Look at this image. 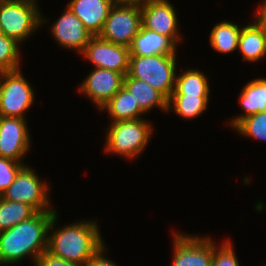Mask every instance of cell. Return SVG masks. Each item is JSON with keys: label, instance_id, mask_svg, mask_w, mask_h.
Wrapping results in <instances>:
<instances>
[{"label": "cell", "instance_id": "6da1fadb", "mask_svg": "<svg viewBox=\"0 0 266 266\" xmlns=\"http://www.w3.org/2000/svg\"><path fill=\"white\" fill-rule=\"evenodd\" d=\"M56 211L37 212L0 232V266L17 264L29 256L33 263L48 248V235L57 223Z\"/></svg>", "mask_w": 266, "mask_h": 266}, {"label": "cell", "instance_id": "7a4b0ae2", "mask_svg": "<svg viewBox=\"0 0 266 266\" xmlns=\"http://www.w3.org/2000/svg\"><path fill=\"white\" fill-rule=\"evenodd\" d=\"M96 221H82L65 225L48 235L47 250L67 261L87 265L104 245Z\"/></svg>", "mask_w": 266, "mask_h": 266}, {"label": "cell", "instance_id": "3957f363", "mask_svg": "<svg viewBox=\"0 0 266 266\" xmlns=\"http://www.w3.org/2000/svg\"><path fill=\"white\" fill-rule=\"evenodd\" d=\"M144 118L111 122L106 132V152L136 158L152 137V126Z\"/></svg>", "mask_w": 266, "mask_h": 266}, {"label": "cell", "instance_id": "277c9868", "mask_svg": "<svg viewBox=\"0 0 266 266\" xmlns=\"http://www.w3.org/2000/svg\"><path fill=\"white\" fill-rule=\"evenodd\" d=\"M176 56H130L127 75L145 81L169 99L175 89Z\"/></svg>", "mask_w": 266, "mask_h": 266}, {"label": "cell", "instance_id": "5b68a950", "mask_svg": "<svg viewBox=\"0 0 266 266\" xmlns=\"http://www.w3.org/2000/svg\"><path fill=\"white\" fill-rule=\"evenodd\" d=\"M37 5V0H0V26L3 34L23 43L47 21Z\"/></svg>", "mask_w": 266, "mask_h": 266}, {"label": "cell", "instance_id": "8992f818", "mask_svg": "<svg viewBox=\"0 0 266 266\" xmlns=\"http://www.w3.org/2000/svg\"><path fill=\"white\" fill-rule=\"evenodd\" d=\"M141 26L140 2L116 0L99 36L114 44L130 47Z\"/></svg>", "mask_w": 266, "mask_h": 266}, {"label": "cell", "instance_id": "52a82bcc", "mask_svg": "<svg viewBox=\"0 0 266 266\" xmlns=\"http://www.w3.org/2000/svg\"><path fill=\"white\" fill-rule=\"evenodd\" d=\"M34 100L33 88L21 69L0 72V116L25 119Z\"/></svg>", "mask_w": 266, "mask_h": 266}, {"label": "cell", "instance_id": "ba28073f", "mask_svg": "<svg viewBox=\"0 0 266 266\" xmlns=\"http://www.w3.org/2000/svg\"><path fill=\"white\" fill-rule=\"evenodd\" d=\"M49 190V185L40 180L35 170L24 165L1 197L8 201L28 204L37 212L56 211L49 207Z\"/></svg>", "mask_w": 266, "mask_h": 266}, {"label": "cell", "instance_id": "9c48e42d", "mask_svg": "<svg viewBox=\"0 0 266 266\" xmlns=\"http://www.w3.org/2000/svg\"><path fill=\"white\" fill-rule=\"evenodd\" d=\"M81 54L91 61L95 68L113 70L124 76L128 73L130 47L114 44L97 35L91 37Z\"/></svg>", "mask_w": 266, "mask_h": 266}, {"label": "cell", "instance_id": "30bf717a", "mask_svg": "<svg viewBox=\"0 0 266 266\" xmlns=\"http://www.w3.org/2000/svg\"><path fill=\"white\" fill-rule=\"evenodd\" d=\"M142 26L169 37L176 45L182 39L178 33V19L174 6L168 0L140 2Z\"/></svg>", "mask_w": 266, "mask_h": 266}, {"label": "cell", "instance_id": "8fae6325", "mask_svg": "<svg viewBox=\"0 0 266 266\" xmlns=\"http://www.w3.org/2000/svg\"><path fill=\"white\" fill-rule=\"evenodd\" d=\"M172 266H212L213 240L174 233Z\"/></svg>", "mask_w": 266, "mask_h": 266}, {"label": "cell", "instance_id": "7c38bea8", "mask_svg": "<svg viewBox=\"0 0 266 266\" xmlns=\"http://www.w3.org/2000/svg\"><path fill=\"white\" fill-rule=\"evenodd\" d=\"M27 122L20 117L0 116V156L23 163L30 148Z\"/></svg>", "mask_w": 266, "mask_h": 266}, {"label": "cell", "instance_id": "4fadbf2b", "mask_svg": "<svg viewBox=\"0 0 266 266\" xmlns=\"http://www.w3.org/2000/svg\"><path fill=\"white\" fill-rule=\"evenodd\" d=\"M123 79L122 73L94 68L80 84L79 91L100 109L123 87Z\"/></svg>", "mask_w": 266, "mask_h": 266}, {"label": "cell", "instance_id": "5bb4252c", "mask_svg": "<svg viewBox=\"0 0 266 266\" xmlns=\"http://www.w3.org/2000/svg\"><path fill=\"white\" fill-rule=\"evenodd\" d=\"M52 37L60 46L76 50L80 53L93 36L84 26V23L68 8L52 23Z\"/></svg>", "mask_w": 266, "mask_h": 266}, {"label": "cell", "instance_id": "9a60e30c", "mask_svg": "<svg viewBox=\"0 0 266 266\" xmlns=\"http://www.w3.org/2000/svg\"><path fill=\"white\" fill-rule=\"evenodd\" d=\"M116 0H71L67 7L84 23L93 35H99Z\"/></svg>", "mask_w": 266, "mask_h": 266}, {"label": "cell", "instance_id": "2e32d148", "mask_svg": "<svg viewBox=\"0 0 266 266\" xmlns=\"http://www.w3.org/2000/svg\"><path fill=\"white\" fill-rule=\"evenodd\" d=\"M176 44L167 36L141 26L130 46V56L176 54Z\"/></svg>", "mask_w": 266, "mask_h": 266}, {"label": "cell", "instance_id": "e0dca14e", "mask_svg": "<svg viewBox=\"0 0 266 266\" xmlns=\"http://www.w3.org/2000/svg\"><path fill=\"white\" fill-rule=\"evenodd\" d=\"M240 106L245 113L238 115L229 122L233 128L244 118L266 111V78L249 81L240 93Z\"/></svg>", "mask_w": 266, "mask_h": 266}, {"label": "cell", "instance_id": "ac0fdd59", "mask_svg": "<svg viewBox=\"0 0 266 266\" xmlns=\"http://www.w3.org/2000/svg\"><path fill=\"white\" fill-rule=\"evenodd\" d=\"M123 86L132 94L135 102H138L145 113L154 109L155 106L164 112L168 111V99L145 81L126 74L123 79Z\"/></svg>", "mask_w": 266, "mask_h": 266}, {"label": "cell", "instance_id": "d6986e66", "mask_svg": "<svg viewBox=\"0 0 266 266\" xmlns=\"http://www.w3.org/2000/svg\"><path fill=\"white\" fill-rule=\"evenodd\" d=\"M238 49L242 53L243 60L250 63L258 62L266 55L265 34L255 20L252 24L242 27Z\"/></svg>", "mask_w": 266, "mask_h": 266}, {"label": "cell", "instance_id": "ffe728a7", "mask_svg": "<svg viewBox=\"0 0 266 266\" xmlns=\"http://www.w3.org/2000/svg\"><path fill=\"white\" fill-rule=\"evenodd\" d=\"M100 110L108 111L111 122L143 118L141 115L145 114L124 86Z\"/></svg>", "mask_w": 266, "mask_h": 266}, {"label": "cell", "instance_id": "44dd1931", "mask_svg": "<svg viewBox=\"0 0 266 266\" xmlns=\"http://www.w3.org/2000/svg\"><path fill=\"white\" fill-rule=\"evenodd\" d=\"M242 28L229 21H221L212 28L210 33L211 47L220 53H233L238 49L239 35Z\"/></svg>", "mask_w": 266, "mask_h": 266}, {"label": "cell", "instance_id": "7402d4cb", "mask_svg": "<svg viewBox=\"0 0 266 266\" xmlns=\"http://www.w3.org/2000/svg\"><path fill=\"white\" fill-rule=\"evenodd\" d=\"M172 95L209 96L210 85L207 76L198 69H188L178 76L176 74Z\"/></svg>", "mask_w": 266, "mask_h": 266}, {"label": "cell", "instance_id": "603a6c76", "mask_svg": "<svg viewBox=\"0 0 266 266\" xmlns=\"http://www.w3.org/2000/svg\"><path fill=\"white\" fill-rule=\"evenodd\" d=\"M209 96L171 95L168 99V111L186 119L198 118L208 107Z\"/></svg>", "mask_w": 266, "mask_h": 266}, {"label": "cell", "instance_id": "cb8c5ba5", "mask_svg": "<svg viewBox=\"0 0 266 266\" xmlns=\"http://www.w3.org/2000/svg\"><path fill=\"white\" fill-rule=\"evenodd\" d=\"M37 211L30 205L8 201L0 196V232L34 216Z\"/></svg>", "mask_w": 266, "mask_h": 266}, {"label": "cell", "instance_id": "d4e9b609", "mask_svg": "<svg viewBox=\"0 0 266 266\" xmlns=\"http://www.w3.org/2000/svg\"><path fill=\"white\" fill-rule=\"evenodd\" d=\"M19 44L15 39L0 36V72L20 69Z\"/></svg>", "mask_w": 266, "mask_h": 266}, {"label": "cell", "instance_id": "484cf974", "mask_svg": "<svg viewBox=\"0 0 266 266\" xmlns=\"http://www.w3.org/2000/svg\"><path fill=\"white\" fill-rule=\"evenodd\" d=\"M233 129L242 136L266 142V111L244 118Z\"/></svg>", "mask_w": 266, "mask_h": 266}, {"label": "cell", "instance_id": "4316f807", "mask_svg": "<svg viewBox=\"0 0 266 266\" xmlns=\"http://www.w3.org/2000/svg\"><path fill=\"white\" fill-rule=\"evenodd\" d=\"M230 240L221 243L219 248L213 242L212 266H240Z\"/></svg>", "mask_w": 266, "mask_h": 266}, {"label": "cell", "instance_id": "83f0119b", "mask_svg": "<svg viewBox=\"0 0 266 266\" xmlns=\"http://www.w3.org/2000/svg\"><path fill=\"white\" fill-rule=\"evenodd\" d=\"M24 165L0 156V196L14 182L17 173Z\"/></svg>", "mask_w": 266, "mask_h": 266}, {"label": "cell", "instance_id": "f1b7e54d", "mask_svg": "<svg viewBox=\"0 0 266 266\" xmlns=\"http://www.w3.org/2000/svg\"><path fill=\"white\" fill-rule=\"evenodd\" d=\"M35 266H86L84 264L67 261L61 257L53 255L48 250H45L36 259Z\"/></svg>", "mask_w": 266, "mask_h": 266}, {"label": "cell", "instance_id": "f546056e", "mask_svg": "<svg viewBox=\"0 0 266 266\" xmlns=\"http://www.w3.org/2000/svg\"><path fill=\"white\" fill-rule=\"evenodd\" d=\"M107 248L103 245L87 262L86 266H118L112 260L104 256Z\"/></svg>", "mask_w": 266, "mask_h": 266}, {"label": "cell", "instance_id": "4dcf8cb0", "mask_svg": "<svg viewBox=\"0 0 266 266\" xmlns=\"http://www.w3.org/2000/svg\"><path fill=\"white\" fill-rule=\"evenodd\" d=\"M255 17H256L255 21L263 29V32L265 34V39H266V3L265 2H263L262 5L260 6Z\"/></svg>", "mask_w": 266, "mask_h": 266}, {"label": "cell", "instance_id": "1f68e13d", "mask_svg": "<svg viewBox=\"0 0 266 266\" xmlns=\"http://www.w3.org/2000/svg\"><path fill=\"white\" fill-rule=\"evenodd\" d=\"M120 1L143 2V1H147V0H120Z\"/></svg>", "mask_w": 266, "mask_h": 266}, {"label": "cell", "instance_id": "d6a6232c", "mask_svg": "<svg viewBox=\"0 0 266 266\" xmlns=\"http://www.w3.org/2000/svg\"><path fill=\"white\" fill-rule=\"evenodd\" d=\"M4 34H3V31H2V28H1V26H0V36H3Z\"/></svg>", "mask_w": 266, "mask_h": 266}]
</instances>
